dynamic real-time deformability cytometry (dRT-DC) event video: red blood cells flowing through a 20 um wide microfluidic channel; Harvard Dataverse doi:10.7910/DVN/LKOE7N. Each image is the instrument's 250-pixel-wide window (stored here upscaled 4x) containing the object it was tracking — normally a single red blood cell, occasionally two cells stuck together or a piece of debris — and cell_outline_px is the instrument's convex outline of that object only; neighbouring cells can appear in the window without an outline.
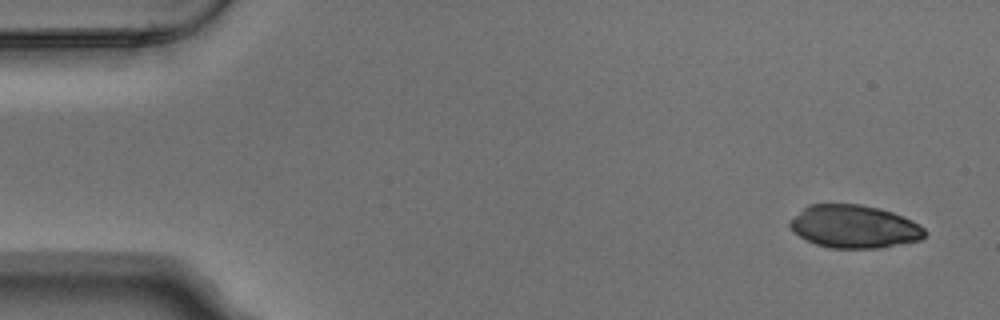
{"species": "Egyptian fruit bat (a non-hibernating species)", "species_latin": "Rousettus aegyptiacus", "temperature_condition": "warm", "stored_images_in_passage": 4, "camera_frame_rate_fps": 3000, "um_per_image_px": 0.085, "animal": {"sex": "male"}, "frame": {"image": 1, "passage_image": 1, "time_ms": 0.0, "image_size_px": [1000, 320], "cell_outline_px": [[928, 232], [920, 240], [876, 248], [832, 248], [816, 244], [800, 236], [788, 224], [788, 220], [808, 204], [860, 204], [880, 208], [892, 212], [912, 220], [920, 224]], "centroid_in_image_um": [72.61, 19.24], "position_along_channel_um": 12.4, "area_um2": 33.7}}